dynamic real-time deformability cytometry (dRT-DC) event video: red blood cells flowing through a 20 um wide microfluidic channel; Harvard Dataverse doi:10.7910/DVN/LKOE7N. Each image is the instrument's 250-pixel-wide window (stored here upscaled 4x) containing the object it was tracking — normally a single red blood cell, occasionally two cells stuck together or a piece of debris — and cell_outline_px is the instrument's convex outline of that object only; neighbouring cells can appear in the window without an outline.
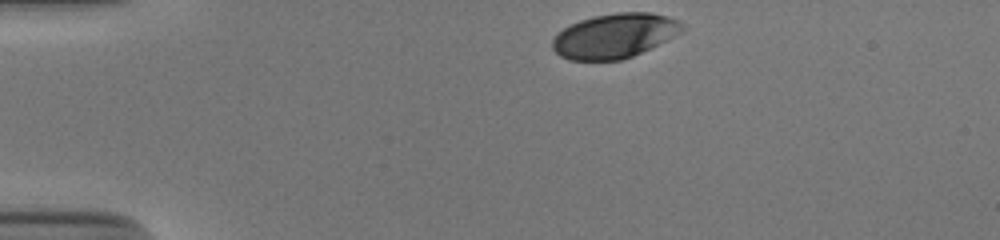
{"species": "human", "species_latin": "Homo sapiens", "temperature_condition": "cold", "stored_images_in_passage": 34, "camera_frame_rate_fps": 3000, "um_per_image_px": 0.085, "donor": {"sex": "male"}, "frame": {"image": 1, "passage_image": 1, "time_ms": 0.0, "image_size_px": [1000, 240], "cell_outline_px": [[688, 28], [676, 36], [632, 56], [620, 60], [568, 60], [560, 56], [552, 48], [552, 40], [564, 28], [580, 20], [592, 16], [616, 12], [652, 12], [668, 16], [680, 20]], "centroid_in_image_um": [52.3, 3.03], "position_along_channel_um": 32.7, "area_um2": 33.93}}
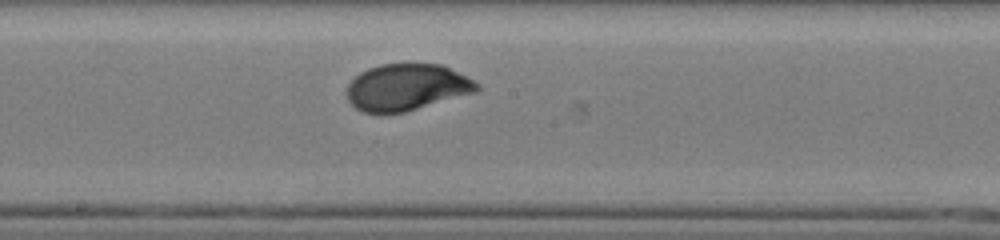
{"frame": {"image": 2, "passage_image": 20, "time_ms": 6.333, "image_size_px": [1000, 240], "cell_outline_px": [[480, 88], [476, 92], [404, 112], [364, 112], [356, 108], [348, 100], [344, 92], [348, 84], [360, 72], [368, 68], [380, 64], [440, 64], [480, 84]], "centroid_in_image_um": [34.53, 7.41], "position_along_channel_um": 213.7, "area_um2": 34.97}}
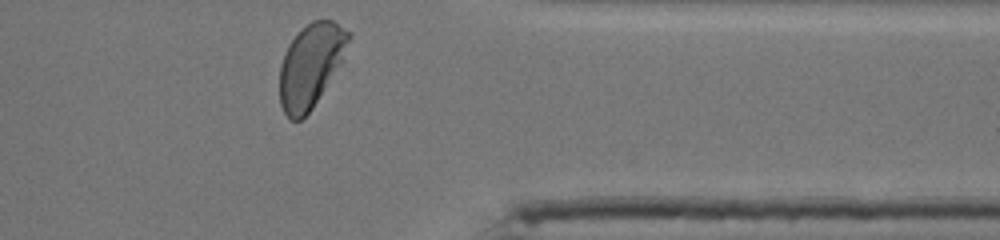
{"frame": {"image": 3, "passage_image": 34, "time_ms": 11.0, "image_size_px": [1000, 240], "cell_outline_px": [[352, 36], [340, 60], [324, 88], [312, 108], [300, 120], [288, 120], [280, 104], [280, 64], [288, 44], [312, 20], [332, 20], [352, 32]], "centroid_in_image_um": [26.38, 5.56], "position_along_channel_um": 385.0, "area_um2": 32.66}, "authors_computed_cell_mechanics": {"area_um2": 35.2869, "velocity_mm_per_s": 3.8387, "shape_relaxation_time_tau1_ms": 2.3985, "shape_relaxation_time_tau2_ms": null, "deformation_change_tau1": 0.1222, "deformation_change_tau2": null}}